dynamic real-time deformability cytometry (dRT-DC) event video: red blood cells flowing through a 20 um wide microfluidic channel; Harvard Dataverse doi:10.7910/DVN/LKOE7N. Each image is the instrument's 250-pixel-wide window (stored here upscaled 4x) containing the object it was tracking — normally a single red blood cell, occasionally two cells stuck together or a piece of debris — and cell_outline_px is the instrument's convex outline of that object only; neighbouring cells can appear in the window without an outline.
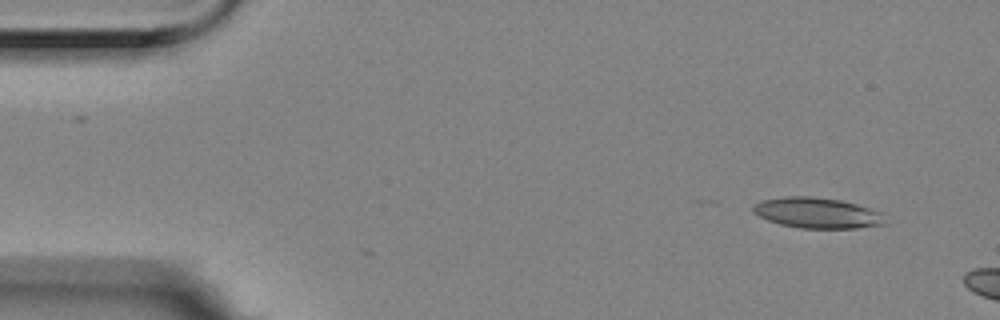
{"species": "Egyptian fruit bat (a non-hibernating species)", "species_latin": "Rousettus aegyptiacus", "temperature_condition": "room temperature", "stored_images_in_passage": 4, "camera_frame_rate_fps": 3000, "um_per_image_px": 0.085, "animal": {"sex": "female"}, "frame": {"image": 1, "passage_image": 2, "time_ms": 0.333, "image_size_px": [1000, 320], "cell_outline_px": [[888, 224], [856, 228], [800, 228], [780, 224], [768, 220], [752, 212], [752, 204], [760, 200], [784, 196], [812, 196], [840, 200], [856, 204], [880, 212]], "centroid_in_image_um": [69.42, 18.09], "position_along_channel_um": 15.6, "area_um2": 23.64}}